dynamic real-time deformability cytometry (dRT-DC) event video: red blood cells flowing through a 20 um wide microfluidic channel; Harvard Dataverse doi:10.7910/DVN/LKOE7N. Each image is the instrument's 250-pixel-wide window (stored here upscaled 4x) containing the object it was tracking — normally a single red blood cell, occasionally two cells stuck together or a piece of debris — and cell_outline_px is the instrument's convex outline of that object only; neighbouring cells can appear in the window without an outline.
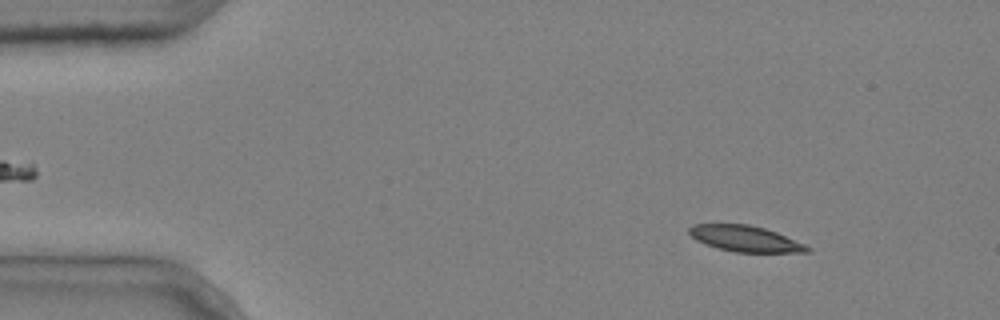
{"species": "common noctule bat (a hibernating species)", "species_latin": "Nyctalus noctula", "temperature_condition": "cold", "stored_images_in_passage": 4, "camera_frame_rate_fps": 3000, "um_per_image_px": 0.085, "animal": {"sex": "male", "body_mass_g": 20.4}, "frame": {"image": 1, "passage_image": 1, "time_ms": 0.0, "image_size_px": [1000, 320], "cell_outline_px": [[812, 252], [736, 252], [716, 248], [704, 244], [696, 240], [688, 232], [688, 228], [692, 224], [748, 224], [764, 228], [776, 232], [804, 244], [812, 248]], "centroid_in_image_um": [63.32, 20.29], "position_along_channel_um": 21.7, "area_um2": 17.86}}
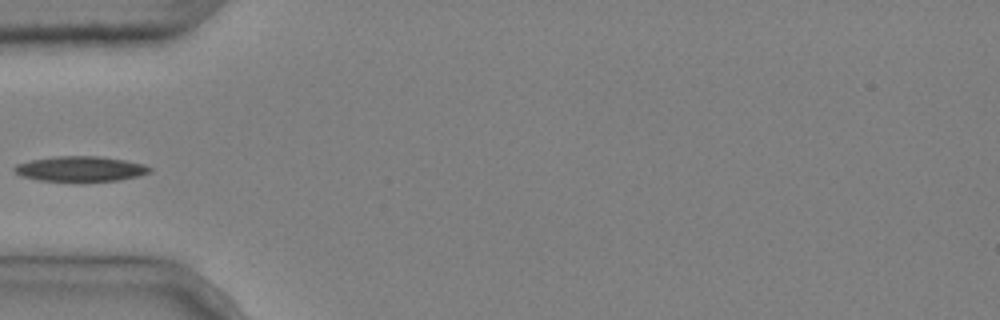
{"frame": {"image": 2, "passage_image": 4, "time_ms": 1.0, "image_size_px": [1000, 320], "cell_outline_px": [[152, 172], [140, 176], [120, 180], [36, 180], [20, 176], [12, 168], [16, 164], [28, 160], [56, 156], [100, 156], [124, 160], [144, 164], [152, 168]], "centroid_in_image_um": [6.84, 14.33], "position_along_channel_um": 78.2, "area_um2": 19.77}}